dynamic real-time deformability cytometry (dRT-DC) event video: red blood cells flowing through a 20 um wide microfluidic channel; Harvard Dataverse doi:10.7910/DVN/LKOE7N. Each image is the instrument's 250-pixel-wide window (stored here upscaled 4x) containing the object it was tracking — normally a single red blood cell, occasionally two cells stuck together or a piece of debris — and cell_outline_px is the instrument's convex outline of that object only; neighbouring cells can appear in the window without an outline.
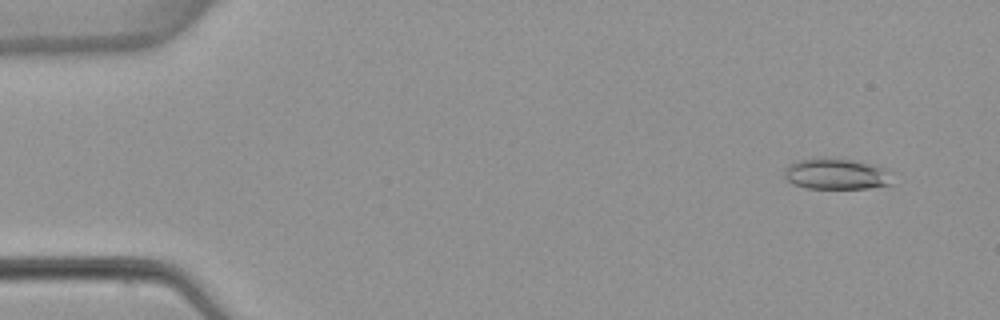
{"species": "common noctule bat (a hibernating species)", "species_latin": "Nyctalus noctula", "temperature_condition": "warm", "stored_images_in_passage": 4, "camera_frame_rate_fps": 3000, "um_per_image_px": 0.085, "animal": {"sex": "female", "body_mass_g": 22.7, "forearm_length_mm": 54.2}, "frame": {"image": 1, "passage_image": 1, "time_ms": 0.0, "image_size_px": [1000, 320], "cell_outline_px": [[896, 184], [868, 188], [808, 188], [792, 184], [784, 176], [784, 168], [788, 164], [800, 160], [852, 160], [876, 164], [888, 168], [892, 172]], "centroid_in_image_um": [71.22, 14.82], "position_along_channel_um": 13.8, "area_um2": 19.54}}